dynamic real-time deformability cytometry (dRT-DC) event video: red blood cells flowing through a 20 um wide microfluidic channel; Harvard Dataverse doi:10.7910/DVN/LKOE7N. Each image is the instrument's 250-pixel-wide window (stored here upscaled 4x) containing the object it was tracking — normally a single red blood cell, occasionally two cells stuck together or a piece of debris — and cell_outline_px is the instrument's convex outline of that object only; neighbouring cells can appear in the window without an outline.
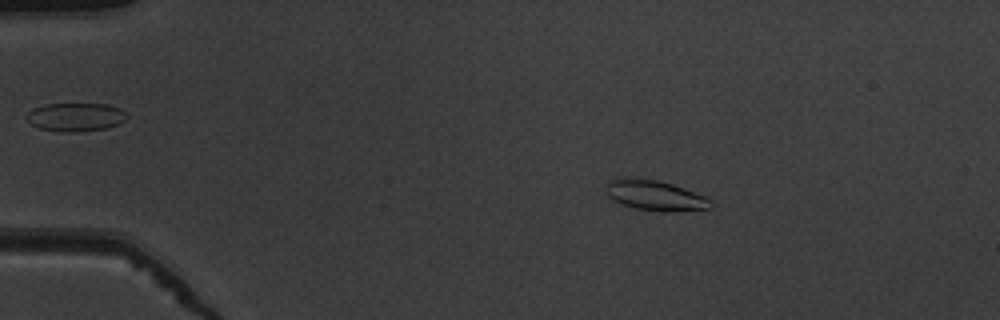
{"species": "common noctule bat (a hibernating species)", "species_latin": "Nyctalus noctula", "temperature_condition": "warm", "stored_images_in_passage": 52, "camera_frame_rate_fps": 3000, "um_per_image_px": 0.085, "animal": {"sex": "male", "body_mass_g": 19.5, "forearm_length_mm": 54.6}, "frame": {"image": 1, "passage_image": 9, "time_ms": 2.667, "image_size_px": [1000, 320], "cell_outline_px": [[716, 204], [712, 208], [672, 212], [664, 212], [636, 208], [620, 204], [608, 196], [604, 188], [608, 180], [656, 180], [672, 184], [716, 200]], "centroid_in_image_um": [55.79, 16.66], "position_along_channel_um": 29.2, "area_um2": 18.26}}
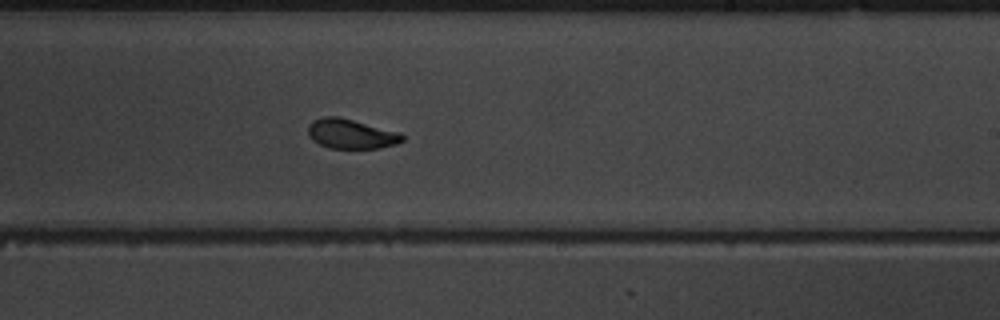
{"frame": {"image": 2, "passage_image": 32, "time_ms": 10.333, "image_size_px": [1000, 320], "cell_outline_px": [[404, 140], [396, 144], [380, 148], [328, 148], [312, 140], [308, 136], [308, 124], [312, 120], [324, 116], [340, 116], [400, 132], [404, 136]], "centroid_in_image_um": [29.83, 11.37], "position_along_channel_um": 259.2, "area_um2": 16.53}}
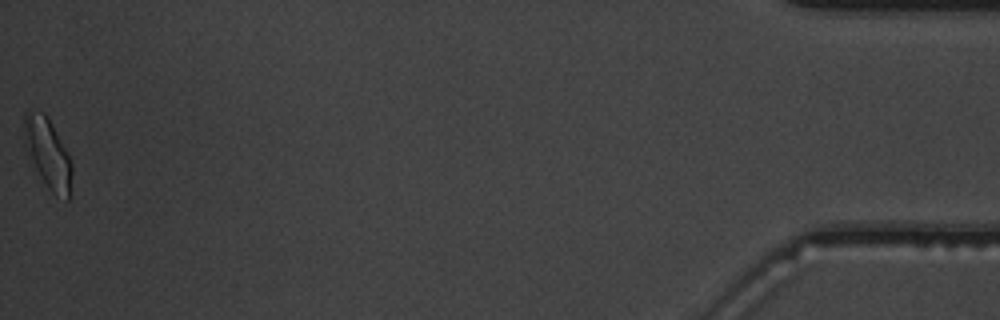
{"frame": {"image": 3, "passage_image": 52, "time_ms": 17.0, "image_size_px": [1000, 320], "cell_outline_px": [[72, 172], [68, 200], [56, 196], [48, 188], [24, 148], [24, 112], [44, 112], [48, 116], [68, 152], [72, 164]], "centroid_in_image_um": [4.07, 13.01], "position_along_channel_um": 431.1, "area_um2": 19.36}, "authors_computed_cell_mechanics": {"area_um2": 17.2822, "velocity_mm_per_s": 3.9183, "shape_relaxation_time_tau1_ms": 2.2083, "shape_relaxation_time_tau2_ms": 1.3193, "deformation_change_tau1": 0.1278, "deformation_change_tau2": 0.0628}}